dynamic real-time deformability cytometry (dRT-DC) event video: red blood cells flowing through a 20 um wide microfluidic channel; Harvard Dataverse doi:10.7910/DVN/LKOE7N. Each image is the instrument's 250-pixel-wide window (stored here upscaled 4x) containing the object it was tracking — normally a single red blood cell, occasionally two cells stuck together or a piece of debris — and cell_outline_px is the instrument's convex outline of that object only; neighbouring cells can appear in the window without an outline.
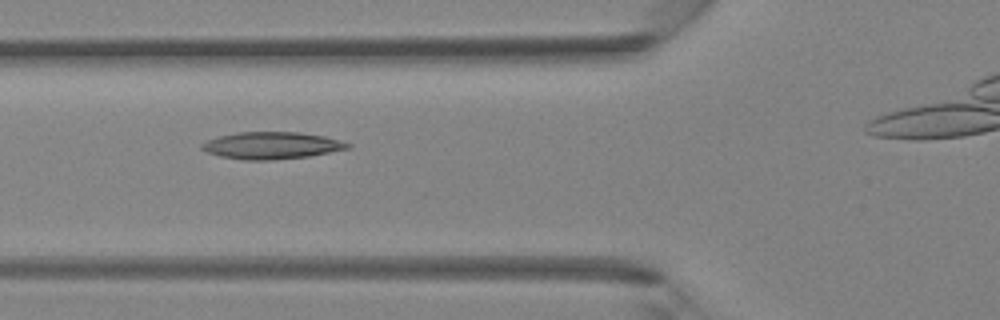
{"species": "Egyptian fruit bat (a non-hibernating species)", "species_latin": "Rousettus aegyptiacus", "temperature_condition": "room temperature", "stored_images_in_passage": 6, "segment_of_instrument_passage": [1, 2], "camera_frame_rate_fps": 3000, "um_per_image_px": 0.085, "animal": {"sex": "female"}, "frame": {"image": 1, "passage_image": 4, "time_ms": 4.333, "image_size_px": [1000, 320], "cell_outline_px": [[352, 144], [348, 148], [308, 156], [272, 160], [244, 160], [220, 156], [208, 152], [200, 148], [200, 144], [208, 140], [220, 136], [236, 132], [300, 132], [324, 136]], "centroid_in_image_um": [23.05, 12.36], "position_along_channel_um": 102.7, "area_um2": 22.77}}
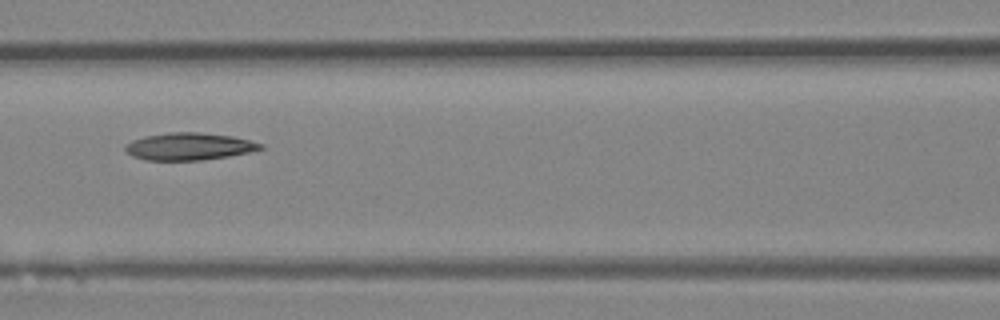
{"frame": {"image": 2, "passage_image": 5, "time_ms": 5.333, "image_size_px": [1000, 320], "cell_outline_px": [[264, 148], [248, 152], [228, 156], [200, 160], [148, 160], [132, 156], [124, 148], [124, 144], [132, 140], [144, 136], [168, 132], [200, 132], [232, 136], [264, 144]], "centroid_in_image_um": [16.04, 12.44], "position_along_channel_um": 150.6, "area_um2": 21.44}}